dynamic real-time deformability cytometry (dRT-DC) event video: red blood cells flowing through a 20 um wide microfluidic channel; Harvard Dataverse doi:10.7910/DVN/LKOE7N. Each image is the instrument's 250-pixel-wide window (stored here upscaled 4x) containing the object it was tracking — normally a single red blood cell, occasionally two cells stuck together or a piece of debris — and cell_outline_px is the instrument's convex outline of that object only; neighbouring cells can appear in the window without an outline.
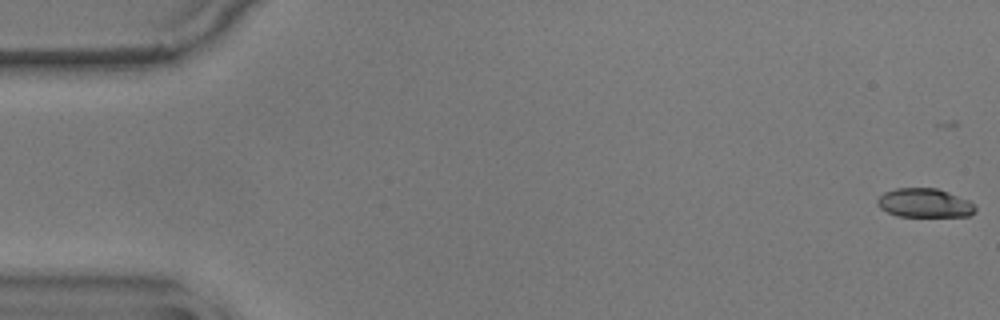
{"species": "common noctule bat (a hibernating species)", "species_latin": "Nyctalus noctula", "temperature_condition": "warm", "stored_images_in_passage": 51, "camera_frame_rate_fps": 3000, "um_per_image_px": 0.085, "animal": {"sex": "male", "body_mass_g": 17.9}, "frame": {"image": 1, "passage_image": 1, "time_ms": 0.0, "image_size_px": [1000, 320], "cell_outline_px": [[976, 208], [968, 216], [896, 216], [880, 208], [876, 204], [876, 200], [884, 192], [896, 188], [936, 188], [948, 192], [968, 200], [976, 204]], "centroid_in_image_um": [78.56, 17.25], "position_along_channel_um": 6.4, "area_um2": 16.47}}
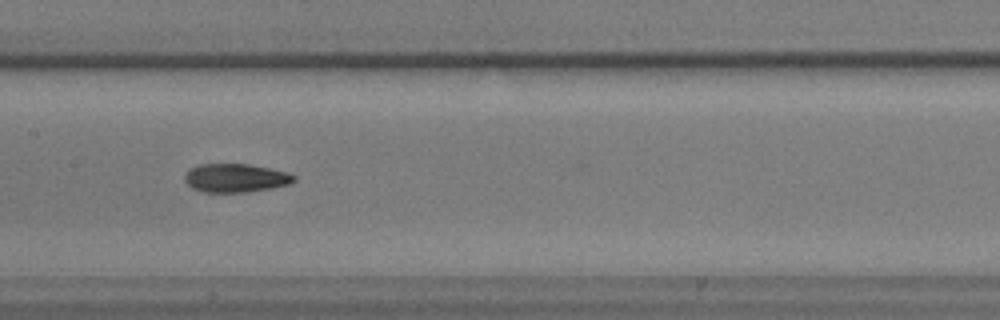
{"frame": {"image": 2, "passage_image": 28, "time_ms": 9.0, "image_size_px": [1000, 320], "cell_outline_px": [[296, 180], [288, 184], [272, 188], [244, 192], [204, 192], [192, 188], [184, 180], [184, 176], [188, 168], [200, 164], [248, 164], [288, 172], [296, 176]], "centroid_in_image_um": [20.0, 15.12], "position_along_channel_um": 187.4, "area_um2": 18.21}}
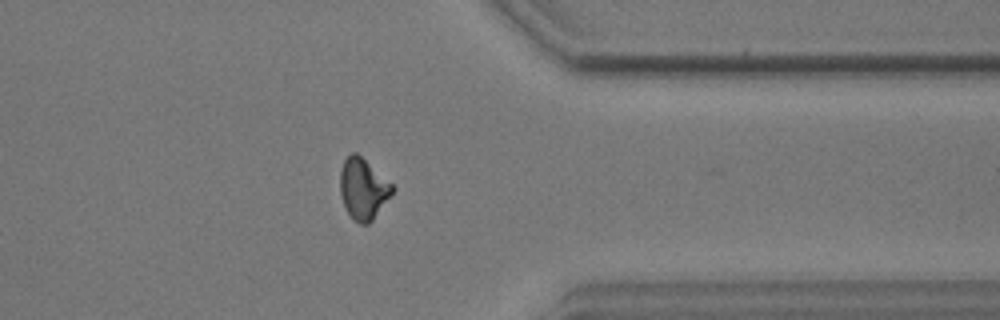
{"frame": {"image": 3, "passage_image": 45, "time_ms": 14.667, "image_size_px": [1000, 320], "cell_outline_px": [[396, 188], [372, 220], [368, 224], [360, 224], [352, 220], [344, 204], [340, 192], [340, 168], [344, 160], [352, 152], [356, 152], [392, 184]], "centroid_in_image_um": [30.85, 16.05], "position_along_channel_um": 380.5, "area_um2": 18.32}, "authors_computed_cell_mechanics": {"area_um2": 18.0914, "velocity_mm_per_s": 3.5843, "shape_relaxation_time_tau1_ms": 5.9261, "shape_relaxation_time_tau2_ms": 3.6243, "deformation_change_tau1": 0.1882, "deformation_change_tau2": 0.111}}